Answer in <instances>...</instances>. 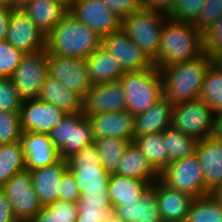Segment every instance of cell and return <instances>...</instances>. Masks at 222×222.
Wrapping results in <instances>:
<instances>
[{
	"label": "cell",
	"instance_id": "cell-1",
	"mask_svg": "<svg viewBox=\"0 0 222 222\" xmlns=\"http://www.w3.org/2000/svg\"><path fill=\"white\" fill-rule=\"evenodd\" d=\"M202 54V32L193 23L167 18L161 32L160 48L152 63L158 69H163L193 60Z\"/></svg>",
	"mask_w": 222,
	"mask_h": 222
},
{
	"label": "cell",
	"instance_id": "cell-34",
	"mask_svg": "<svg viewBox=\"0 0 222 222\" xmlns=\"http://www.w3.org/2000/svg\"><path fill=\"white\" fill-rule=\"evenodd\" d=\"M185 222H222V206L209 194L194 198Z\"/></svg>",
	"mask_w": 222,
	"mask_h": 222
},
{
	"label": "cell",
	"instance_id": "cell-17",
	"mask_svg": "<svg viewBox=\"0 0 222 222\" xmlns=\"http://www.w3.org/2000/svg\"><path fill=\"white\" fill-rule=\"evenodd\" d=\"M126 110V96L120 80L92 85L83 98L85 116Z\"/></svg>",
	"mask_w": 222,
	"mask_h": 222
},
{
	"label": "cell",
	"instance_id": "cell-55",
	"mask_svg": "<svg viewBox=\"0 0 222 222\" xmlns=\"http://www.w3.org/2000/svg\"><path fill=\"white\" fill-rule=\"evenodd\" d=\"M108 222H122L120 217L115 213Z\"/></svg>",
	"mask_w": 222,
	"mask_h": 222
},
{
	"label": "cell",
	"instance_id": "cell-22",
	"mask_svg": "<svg viewBox=\"0 0 222 222\" xmlns=\"http://www.w3.org/2000/svg\"><path fill=\"white\" fill-rule=\"evenodd\" d=\"M158 208L163 222H185L194 197L185 192L173 190L156 181Z\"/></svg>",
	"mask_w": 222,
	"mask_h": 222
},
{
	"label": "cell",
	"instance_id": "cell-19",
	"mask_svg": "<svg viewBox=\"0 0 222 222\" xmlns=\"http://www.w3.org/2000/svg\"><path fill=\"white\" fill-rule=\"evenodd\" d=\"M88 119L94 140L116 137L132 142L134 139V115L127 110L90 115Z\"/></svg>",
	"mask_w": 222,
	"mask_h": 222
},
{
	"label": "cell",
	"instance_id": "cell-29",
	"mask_svg": "<svg viewBox=\"0 0 222 222\" xmlns=\"http://www.w3.org/2000/svg\"><path fill=\"white\" fill-rule=\"evenodd\" d=\"M23 11L47 35L69 12L55 0H33Z\"/></svg>",
	"mask_w": 222,
	"mask_h": 222
},
{
	"label": "cell",
	"instance_id": "cell-46",
	"mask_svg": "<svg viewBox=\"0 0 222 222\" xmlns=\"http://www.w3.org/2000/svg\"><path fill=\"white\" fill-rule=\"evenodd\" d=\"M115 213L113 207L78 209L75 222H108Z\"/></svg>",
	"mask_w": 222,
	"mask_h": 222
},
{
	"label": "cell",
	"instance_id": "cell-4",
	"mask_svg": "<svg viewBox=\"0 0 222 222\" xmlns=\"http://www.w3.org/2000/svg\"><path fill=\"white\" fill-rule=\"evenodd\" d=\"M119 80L126 96V110L134 116L163 97L162 77L155 65L141 71L125 72Z\"/></svg>",
	"mask_w": 222,
	"mask_h": 222
},
{
	"label": "cell",
	"instance_id": "cell-45",
	"mask_svg": "<svg viewBox=\"0 0 222 222\" xmlns=\"http://www.w3.org/2000/svg\"><path fill=\"white\" fill-rule=\"evenodd\" d=\"M121 20L142 9V0H101Z\"/></svg>",
	"mask_w": 222,
	"mask_h": 222
},
{
	"label": "cell",
	"instance_id": "cell-43",
	"mask_svg": "<svg viewBox=\"0 0 222 222\" xmlns=\"http://www.w3.org/2000/svg\"><path fill=\"white\" fill-rule=\"evenodd\" d=\"M78 209L113 207L108 191H85L77 201Z\"/></svg>",
	"mask_w": 222,
	"mask_h": 222
},
{
	"label": "cell",
	"instance_id": "cell-3",
	"mask_svg": "<svg viewBox=\"0 0 222 222\" xmlns=\"http://www.w3.org/2000/svg\"><path fill=\"white\" fill-rule=\"evenodd\" d=\"M102 38L70 12L46 35L47 54L86 59L101 46Z\"/></svg>",
	"mask_w": 222,
	"mask_h": 222
},
{
	"label": "cell",
	"instance_id": "cell-53",
	"mask_svg": "<svg viewBox=\"0 0 222 222\" xmlns=\"http://www.w3.org/2000/svg\"><path fill=\"white\" fill-rule=\"evenodd\" d=\"M213 65L222 71V51L218 52L213 58Z\"/></svg>",
	"mask_w": 222,
	"mask_h": 222
},
{
	"label": "cell",
	"instance_id": "cell-14",
	"mask_svg": "<svg viewBox=\"0 0 222 222\" xmlns=\"http://www.w3.org/2000/svg\"><path fill=\"white\" fill-rule=\"evenodd\" d=\"M19 113L23 132L42 134H50L52 128L67 115L60 108L39 98L22 101Z\"/></svg>",
	"mask_w": 222,
	"mask_h": 222
},
{
	"label": "cell",
	"instance_id": "cell-39",
	"mask_svg": "<svg viewBox=\"0 0 222 222\" xmlns=\"http://www.w3.org/2000/svg\"><path fill=\"white\" fill-rule=\"evenodd\" d=\"M206 0H177L168 18L177 22L195 23Z\"/></svg>",
	"mask_w": 222,
	"mask_h": 222
},
{
	"label": "cell",
	"instance_id": "cell-2",
	"mask_svg": "<svg viewBox=\"0 0 222 222\" xmlns=\"http://www.w3.org/2000/svg\"><path fill=\"white\" fill-rule=\"evenodd\" d=\"M212 64V58L203 53L193 60L159 69L163 96L173 105L200 99L207 71Z\"/></svg>",
	"mask_w": 222,
	"mask_h": 222
},
{
	"label": "cell",
	"instance_id": "cell-9",
	"mask_svg": "<svg viewBox=\"0 0 222 222\" xmlns=\"http://www.w3.org/2000/svg\"><path fill=\"white\" fill-rule=\"evenodd\" d=\"M215 112L200 99L177 103L172 109V126L198 141L210 137Z\"/></svg>",
	"mask_w": 222,
	"mask_h": 222
},
{
	"label": "cell",
	"instance_id": "cell-40",
	"mask_svg": "<svg viewBox=\"0 0 222 222\" xmlns=\"http://www.w3.org/2000/svg\"><path fill=\"white\" fill-rule=\"evenodd\" d=\"M21 104L12 79L0 77V112H20Z\"/></svg>",
	"mask_w": 222,
	"mask_h": 222
},
{
	"label": "cell",
	"instance_id": "cell-26",
	"mask_svg": "<svg viewBox=\"0 0 222 222\" xmlns=\"http://www.w3.org/2000/svg\"><path fill=\"white\" fill-rule=\"evenodd\" d=\"M38 98L53 104L67 114L82 113L83 111V98L49 74L41 86Z\"/></svg>",
	"mask_w": 222,
	"mask_h": 222
},
{
	"label": "cell",
	"instance_id": "cell-52",
	"mask_svg": "<svg viewBox=\"0 0 222 222\" xmlns=\"http://www.w3.org/2000/svg\"><path fill=\"white\" fill-rule=\"evenodd\" d=\"M33 0H11L12 9H24L29 5Z\"/></svg>",
	"mask_w": 222,
	"mask_h": 222
},
{
	"label": "cell",
	"instance_id": "cell-42",
	"mask_svg": "<svg viewBox=\"0 0 222 222\" xmlns=\"http://www.w3.org/2000/svg\"><path fill=\"white\" fill-rule=\"evenodd\" d=\"M222 17V0H206L198 20L194 25L203 32L210 25Z\"/></svg>",
	"mask_w": 222,
	"mask_h": 222
},
{
	"label": "cell",
	"instance_id": "cell-15",
	"mask_svg": "<svg viewBox=\"0 0 222 222\" xmlns=\"http://www.w3.org/2000/svg\"><path fill=\"white\" fill-rule=\"evenodd\" d=\"M101 45L116 57L124 72L141 71L153 66L143 50L122 29L104 36Z\"/></svg>",
	"mask_w": 222,
	"mask_h": 222
},
{
	"label": "cell",
	"instance_id": "cell-56",
	"mask_svg": "<svg viewBox=\"0 0 222 222\" xmlns=\"http://www.w3.org/2000/svg\"><path fill=\"white\" fill-rule=\"evenodd\" d=\"M0 6H9V7H11V0H0Z\"/></svg>",
	"mask_w": 222,
	"mask_h": 222
},
{
	"label": "cell",
	"instance_id": "cell-32",
	"mask_svg": "<svg viewBox=\"0 0 222 222\" xmlns=\"http://www.w3.org/2000/svg\"><path fill=\"white\" fill-rule=\"evenodd\" d=\"M22 170L25 163L21 141L0 145V188Z\"/></svg>",
	"mask_w": 222,
	"mask_h": 222
},
{
	"label": "cell",
	"instance_id": "cell-44",
	"mask_svg": "<svg viewBox=\"0 0 222 222\" xmlns=\"http://www.w3.org/2000/svg\"><path fill=\"white\" fill-rule=\"evenodd\" d=\"M80 199L78 184L72 172L67 169L60 181L58 201L77 202Z\"/></svg>",
	"mask_w": 222,
	"mask_h": 222
},
{
	"label": "cell",
	"instance_id": "cell-49",
	"mask_svg": "<svg viewBox=\"0 0 222 222\" xmlns=\"http://www.w3.org/2000/svg\"><path fill=\"white\" fill-rule=\"evenodd\" d=\"M13 9L9 6H0V41L6 39L10 16Z\"/></svg>",
	"mask_w": 222,
	"mask_h": 222
},
{
	"label": "cell",
	"instance_id": "cell-12",
	"mask_svg": "<svg viewBox=\"0 0 222 222\" xmlns=\"http://www.w3.org/2000/svg\"><path fill=\"white\" fill-rule=\"evenodd\" d=\"M48 73L66 87L85 97L92 84L89 79L86 59L63 57L56 54H47Z\"/></svg>",
	"mask_w": 222,
	"mask_h": 222
},
{
	"label": "cell",
	"instance_id": "cell-54",
	"mask_svg": "<svg viewBox=\"0 0 222 222\" xmlns=\"http://www.w3.org/2000/svg\"><path fill=\"white\" fill-rule=\"evenodd\" d=\"M55 1L59 2L61 5H63L69 10L75 0H55Z\"/></svg>",
	"mask_w": 222,
	"mask_h": 222
},
{
	"label": "cell",
	"instance_id": "cell-10",
	"mask_svg": "<svg viewBox=\"0 0 222 222\" xmlns=\"http://www.w3.org/2000/svg\"><path fill=\"white\" fill-rule=\"evenodd\" d=\"M47 51L25 53L11 77L22 101L39 97L42 84L48 76Z\"/></svg>",
	"mask_w": 222,
	"mask_h": 222
},
{
	"label": "cell",
	"instance_id": "cell-20",
	"mask_svg": "<svg viewBox=\"0 0 222 222\" xmlns=\"http://www.w3.org/2000/svg\"><path fill=\"white\" fill-rule=\"evenodd\" d=\"M204 176V187L211 192L222 183V140L206 137L195 151Z\"/></svg>",
	"mask_w": 222,
	"mask_h": 222
},
{
	"label": "cell",
	"instance_id": "cell-25",
	"mask_svg": "<svg viewBox=\"0 0 222 222\" xmlns=\"http://www.w3.org/2000/svg\"><path fill=\"white\" fill-rule=\"evenodd\" d=\"M92 85L118 81L125 73L116 57L102 45L86 58Z\"/></svg>",
	"mask_w": 222,
	"mask_h": 222
},
{
	"label": "cell",
	"instance_id": "cell-18",
	"mask_svg": "<svg viewBox=\"0 0 222 222\" xmlns=\"http://www.w3.org/2000/svg\"><path fill=\"white\" fill-rule=\"evenodd\" d=\"M25 169L32 171L56 164L61 160L58 149L49 134L22 132Z\"/></svg>",
	"mask_w": 222,
	"mask_h": 222
},
{
	"label": "cell",
	"instance_id": "cell-30",
	"mask_svg": "<svg viewBox=\"0 0 222 222\" xmlns=\"http://www.w3.org/2000/svg\"><path fill=\"white\" fill-rule=\"evenodd\" d=\"M133 142L158 173L168 166V154L162 132L135 137Z\"/></svg>",
	"mask_w": 222,
	"mask_h": 222
},
{
	"label": "cell",
	"instance_id": "cell-5",
	"mask_svg": "<svg viewBox=\"0 0 222 222\" xmlns=\"http://www.w3.org/2000/svg\"><path fill=\"white\" fill-rule=\"evenodd\" d=\"M49 135L64 160L94 142L90 120L83 113L67 114Z\"/></svg>",
	"mask_w": 222,
	"mask_h": 222
},
{
	"label": "cell",
	"instance_id": "cell-13",
	"mask_svg": "<svg viewBox=\"0 0 222 222\" xmlns=\"http://www.w3.org/2000/svg\"><path fill=\"white\" fill-rule=\"evenodd\" d=\"M68 11L100 38L121 29L122 20L101 0H75Z\"/></svg>",
	"mask_w": 222,
	"mask_h": 222
},
{
	"label": "cell",
	"instance_id": "cell-23",
	"mask_svg": "<svg viewBox=\"0 0 222 222\" xmlns=\"http://www.w3.org/2000/svg\"><path fill=\"white\" fill-rule=\"evenodd\" d=\"M173 104L164 96L146 111L134 116V138L163 132L172 125Z\"/></svg>",
	"mask_w": 222,
	"mask_h": 222
},
{
	"label": "cell",
	"instance_id": "cell-7",
	"mask_svg": "<svg viewBox=\"0 0 222 222\" xmlns=\"http://www.w3.org/2000/svg\"><path fill=\"white\" fill-rule=\"evenodd\" d=\"M68 169L75 177L80 194L85 191H108L110 173L102 166L94 143L67 159Z\"/></svg>",
	"mask_w": 222,
	"mask_h": 222
},
{
	"label": "cell",
	"instance_id": "cell-35",
	"mask_svg": "<svg viewBox=\"0 0 222 222\" xmlns=\"http://www.w3.org/2000/svg\"><path fill=\"white\" fill-rule=\"evenodd\" d=\"M200 100L215 112H222V71L213 64L207 71Z\"/></svg>",
	"mask_w": 222,
	"mask_h": 222
},
{
	"label": "cell",
	"instance_id": "cell-31",
	"mask_svg": "<svg viewBox=\"0 0 222 222\" xmlns=\"http://www.w3.org/2000/svg\"><path fill=\"white\" fill-rule=\"evenodd\" d=\"M162 136L168 154V165L186 156L193 155L196 151L198 140L179 132L172 125L162 132Z\"/></svg>",
	"mask_w": 222,
	"mask_h": 222
},
{
	"label": "cell",
	"instance_id": "cell-48",
	"mask_svg": "<svg viewBox=\"0 0 222 222\" xmlns=\"http://www.w3.org/2000/svg\"><path fill=\"white\" fill-rule=\"evenodd\" d=\"M0 222H17L5 192L0 188Z\"/></svg>",
	"mask_w": 222,
	"mask_h": 222
},
{
	"label": "cell",
	"instance_id": "cell-41",
	"mask_svg": "<svg viewBox=\"0 0 222 222\" xmlns=\"http://www.w3.org/2000/svg\"><path fill=\"white\" fill-rule=\"evenodd\" d=\"M203 53L213 58L222 51V17L202 32Z\"/></svg>",
	"mask_w": 222,
	"mask_h": 222
},
{
	"label": "cell",
	"instance_id": "cell-27",
	"mask_svg": "<svg viewBox=\"0 0 222 222\" xmlns=\"http://www.w3.org/2000/svg\"><path fill=\"white\" fill-rule=\"evenodd\" d=\"M152 184L138 178L111 174L108 180V193L113 208L138 201Z\"/></svg>",
	"mask_w": 222,
	"mask_h": 222
},
{
	"label": "cell",
	"instance_id": "cell-8",
	"mask_svg": "<svg viewBox=\"0 0 222 222\" xmlns=\"http://www.w3.org/2000/svg\"><path fill=\"white\" fill-rule=\"evenodd\" d=\"M159 181L170 189L185 192L194 198L208 195L204 176L196 153L169 163L159 173Z\"/></svg>",
	"mask_w": 222,
	"mask_h": 222
},
{
	"label": "cell",
	"instance_id": "cell-6",
	"mask_svg": "<svg viewBox=\"0 0 222 222\" xmlns=\"http://www.w3.org/2000/svg\"><path fill=\"white\" fill-rule=\"evenodd\" d=\"M168 17L141 9L122 20L121 29L153 61L160 48L163 25Z\"/></svg>",
	"mask_w": 222,
	"mask_h": 222
},
{
	"label": "cell",
	"instance_id": "cell-37",
	"mask_svg": "<svg viewBox=\"0 0 222 222\" xmlns=\"http://www.w3.org/2000/svg\"><path fill=\"white\" fill-rule=\"evenodd\" d=\"M22 132L19 112H0V145L19 141Z\"/></svg>",
	"mask_w": 222,
	"mask_h": 222
},
{
	"label": "cell",
	"instance_id": "cell-50",
	"mask_svg": "<svg viewBox=\"0 0 222 222\" xmlns=\"http://www.w3.org/2000/svg\"><path fill=\"white\" fill-rule=\"evenodd\" d=\"M211 137L216 140H222V112L215 114Z\"/></svg>",
	"mask_w": 222,
	"mask_h": 222
},
{
	"label": "cell",
	"instance_id": "cell-33",
	"mask_svg": "<svg viewBox=\"0 0 222 222\" xmlns=\"http://www.w3.org/2000/svg\"><path fill=\"white\" fill-rule=\"evenodd\" d=\"M93 143L99 151L102 166L107 172L113 174L129 141L116 137H103L95 139Z\"/></svg>",
	"mask_w": 222,
	"mask_h": 222
},
{
	"label": "cell",
	"instance_id": "cell-21",
	"mask_svg": "<svg viewBox=\"0 0 222 222\" xmlns=\"http://www.w3.org/2000/svg\"><path fill=\"white\" fill-rule=\"evenodd\" d=\"M67 169V160L61 159L51 166L30 171L33 189L42 206H47L58 200L60 181Z\"/></svg>",
	"mask_w": 222,
	"mask_h": 222
},
{
	"label": "cell",
	"instance_id": "cell-28",
	"mask_svg": "<svg viewBox=\"0 0 222 222\" xmlns=\"http://www.w3.org/2000/svg\"><path fill=\"white\" fill-rule=\"evenodd\" d=\"M114 174L146 180L148 183L159 180V173L133 141L127 145Z\"/></svg>",
	"mask_w": 222,
	"mask_h": 222
},
{
	"label": "cell",
	"instance_id": "cell-16",
	"mask_svg": "<svg viewBox=\"0 0 222 222\" xmlns=\"http://www.w3.org/2000/svg\"><path fill=\"white\" fill-rule=\"evenodd\" d=\"M5 40L24 53L46 48V35L23 9H13Z\"/></svg>",
	"mask_w": 222,
	"mask_h": 222
},
{
	"label": "cell",
	"instance_id": "cell-24",
	"mask_svg": "<svg viewBox=\"0 0 222 222\" xmlns=\"http://www.w3.org/2000/svg\"><path fill=\"white\" fill-rule=\"evenodd\" d=\"M115 212L122 222H163L157 203L156 181L138 201L118 206Z\"/></svg>",
	"mask_w": 222,
	"mask_h": 222
},
{
	"label": "cell",
	"instance_id": "cell-11",
	"mask_svg": "<svg viewBox=\"0 0 222 222\" xmlns=\"http://www.w3.org/2000/svg\"><path fill=\"white\" fill-rule=\"evenodd\" d=\"M9 200L17 222H31L43 207L32 185L30 171L17 172L1 188Z\"/></svg>",
	"mask_w": 222,
	"mask_h": 222
},
{
	"label": "cell",
	"instance_id": "cell-51",
	"mask_svg": "<svg viewBox=\"0 0 222 222\" xmlns=\"http://www.w3.org/2000/svg\"><path fill=\"white\" fill-rule=\"evenodd\" d=\"M209 195L213 197L222 206V183L215 187Z\"/></svg>",
	"mask_w": 222,
	"mask_h": 222
},
{
	"label": "cell",
	"instance_id": "cell-36",
	"mask_svg": "<svg viewBox=\"0 0 222 222\" xmlns=\"http://www.w3.org/2000/svg\"><path fill=\"white\" fill-rule=\"evenodd\" d=\"M78 215L77 202L55 201L43 206L31 222H75Z\"/></svg>",
	"mask_w": 222,
	"mask_h": 222
},
{
	"label": "cell",
	"instance_id": "cell-47",
	"mask_svg": "<svg viewBox=\"0 0 222 222\" xmlns=\"http://www.w3.org/2000/svg\"><path fill=\"white\" fill-rule=\"evenodd\" d=\"M177 0H142V9L169 17Z\"/></svg>",
	"mask_w": 222,
	"mask_h": 222
},
{
	"label": "cell",
	"instance_id": "cell-38",
	"mask_svg": "<svg viewBox=\"0 0 222 222\" xmlns=\"http://www.w3.org/2000/svg\"><path fill=\"white\" fill-rule=\"evenodd\" d=\"M24 54L6 40L0 41V77L11 78Z\"/></svg>",
	"mask_w": 222,
	"mask_h": 222
}]
</instances>
